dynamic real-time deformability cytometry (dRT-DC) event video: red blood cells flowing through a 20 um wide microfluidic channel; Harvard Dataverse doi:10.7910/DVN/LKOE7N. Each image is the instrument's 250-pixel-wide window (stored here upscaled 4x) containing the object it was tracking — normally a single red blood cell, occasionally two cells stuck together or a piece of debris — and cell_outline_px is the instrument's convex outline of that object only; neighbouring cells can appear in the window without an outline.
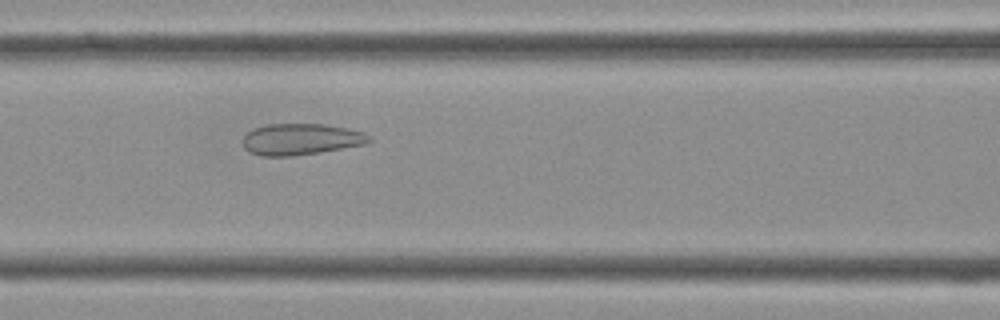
{"species": "Egyptian fruit bat (a non-hibernating species)", "species_latin": "Rousettus aegyptiacus", "temperature_condition": "cold", "stored_images_in_passage": 37, "camera_frame_rate_fps": 3000, "um_per_image_px": 0.085, "frame": {"image": 1, "passage_image": 13, "time_ms": 4.0, "image_size_px": [1000, 320], "cell_outline_px": [[372, 140], [368, 144], [320, 152], [292, 156], [260, 156], [248, 152], [244, 148], [240, 140], [248, 132], [256, 128], [268, 124], [324, 124], [348, 128], [364, 132], [372, 136]], "centroid_in_image_um": [25.59, 11.84], "position_along_channel_um": 141.0, "area_um2": 23.41}}
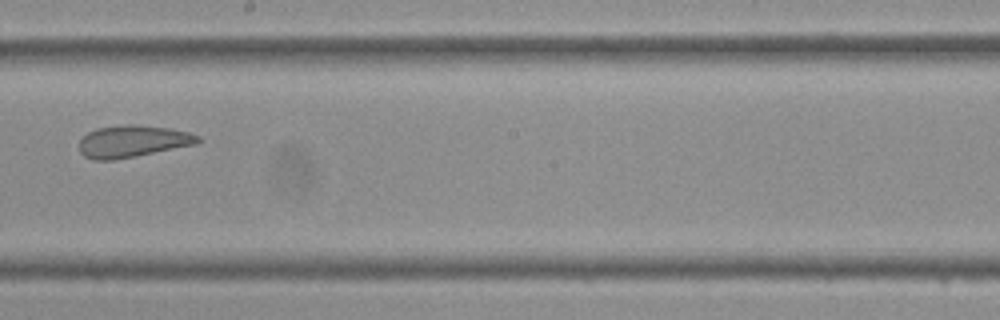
{"frame": {"image": 2, "passage_image": 19, "time_ms": 6.0, "image_size_px": [1000, 320], "cell_outline_px": [[200, 140], [196, 144], [136, 156], [112, 160], [92, 160], [84, 156], [80, 152], [80, 140], [88, 132], [96, 128], [124, 124], [136, 124], [168, 128], [188, 132], [200, 136]], "centroid_in_image_um": [11.25, 12.01], "position_along_channel_um": 236.9, "area_um2": 22.08}}
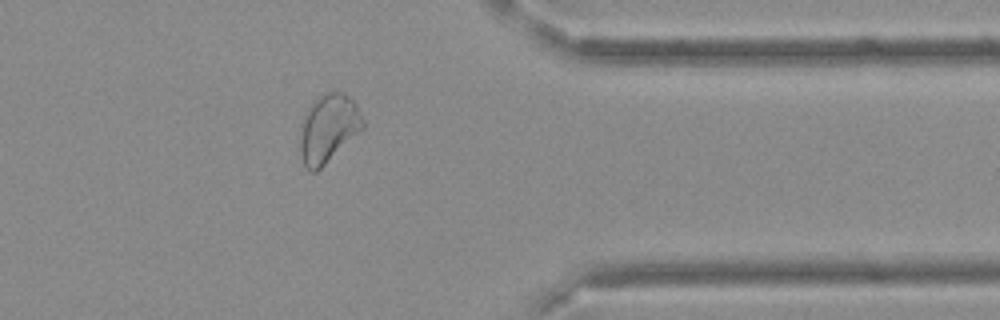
{"frame": {"image": 3, "passage_image": 29, "time_ms": 9.333, "image_size_px": [1000, 320], "cell_outline_px": [[364, 128], [316, 172], [312, 172], [304, 164], [300, 152], [300, 140], [304, 112], [312, 100], [316, 96], [324, 92], [344, 92], [356, 104], [364, 120]], "centroid_in_image_um": [27.9, 10.87], "position_along_channel_um": 383.5, "area_um2": 24.97}}